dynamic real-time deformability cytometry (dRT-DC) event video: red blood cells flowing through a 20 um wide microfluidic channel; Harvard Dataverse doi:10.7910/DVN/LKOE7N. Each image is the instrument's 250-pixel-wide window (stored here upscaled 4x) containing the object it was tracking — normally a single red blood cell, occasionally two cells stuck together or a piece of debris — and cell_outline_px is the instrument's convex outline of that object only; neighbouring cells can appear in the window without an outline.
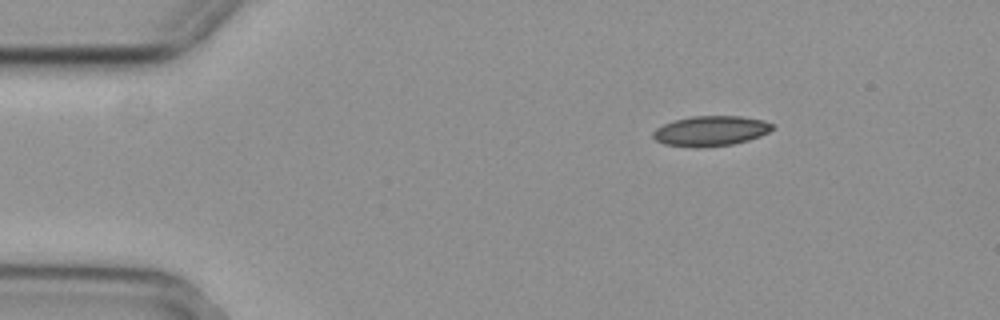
{"species": "common noctule bat (a hibernating species)", "species_latin": "Nyctalus noctula", "temperature_condition": "cold", "stored_images_in_passage": 49, "segment_of_instrument_passage": [1, 2], "camera_frame_rate_fps": 3000, "um_per_image_px": 0.085, "animal": {"sex": "female", "body_mass_g": 29.2, "forearm_length_mm": 56.3}, "frame": {"image": 1, "passage_image": 1, "time_ms": 0.0, "image_size_px": [1000, 320], "cell_outline_px": [[776, 128], [760, 136], [748, 140], [732, 144], [696, 148], [664, 144], [656, 140], [652, 136], [652, 132], [656, 128], [664, 124], [676, 120], [692, 116], [740, 116], [764, 120], [772, 124]], "centroid_in_image_um": [60.41, 11.13], "position_along_channel_um": 24.6, "area_um2": 20.92}}
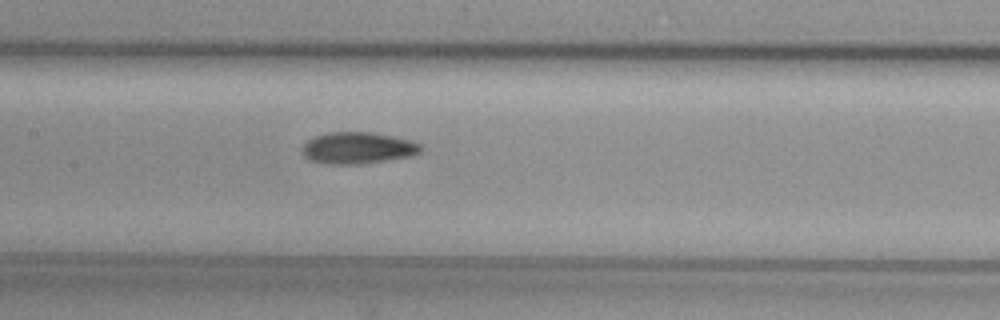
{"frame": {"image": 2, "passage_image": 19, "time_ms": 6.0, "image_size_px": [1000, 320], "cell_outline_px": [[420, 152], [412, 156], [364, 164], [328, 164], [312, 160], [304, 156], [304, 144], [308, 140], [316, 136], [328, 132], [372, 132], [412, 140], [420, 144]], "centroid_in_image_um": [30.45, 12.58], "position_along_channel_um": 177.0, "area_um2": 21.73}}
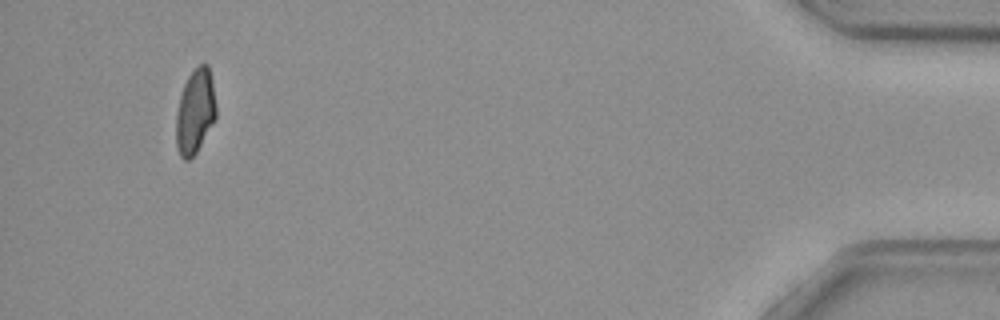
{"frame": {"image": 3, "passage_image": 45, "time_ms": 14.667, "image_size_px": [1000, 320], "cell_outline_px": [[216, 120], [196, 152], [188, 160], [184, 160], [180, 156], [176, 144], [176, 112], [180, 96], [184, 84], [188, 76], [200, 64], [208, 64], [212, 80], [216, 104]], "centroid_in_image_um": [16.59, 9.49], "position_along_channel_um": 418.6, "area_um2": 19.77}}